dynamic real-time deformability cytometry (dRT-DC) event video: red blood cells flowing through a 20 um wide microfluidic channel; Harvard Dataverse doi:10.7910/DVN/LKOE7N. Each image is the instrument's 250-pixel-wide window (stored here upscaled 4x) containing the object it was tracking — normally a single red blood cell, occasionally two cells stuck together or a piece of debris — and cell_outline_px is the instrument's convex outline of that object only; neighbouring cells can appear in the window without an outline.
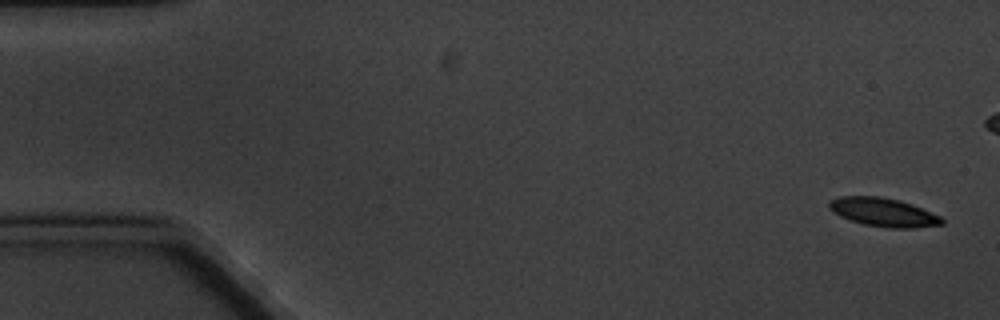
{"species": "common noctule bat (a hibernating species)", "species_latin": "Nyctalus noctula", "temperature_condition": "cold", "stored_images_in_passage": 6, "camera_frame_rate_fps": 3000, "um_per_image_px": 0.085, "animal": {"sex": "male", "body_mass_g": 20.1, "forearm_length_mm": 53.5}, "frame": {"image": 1, "passage_image": 1, "time_ms": 0.0, "image_size_px": [1000, 320], "cell_outline_px": [[944, 224], [916, 228], [888, 228], [864, 224], [848, 220], [832, 212], [828, 208], [828, 200], [840, 196], [880, 196], [900, 200], [912, 204], [940, 216], [944, 220]], "centroid_in_image_um": [75.05, 18.04], "position_along_channel_um": 9.9, "area_um2": 19.02}}